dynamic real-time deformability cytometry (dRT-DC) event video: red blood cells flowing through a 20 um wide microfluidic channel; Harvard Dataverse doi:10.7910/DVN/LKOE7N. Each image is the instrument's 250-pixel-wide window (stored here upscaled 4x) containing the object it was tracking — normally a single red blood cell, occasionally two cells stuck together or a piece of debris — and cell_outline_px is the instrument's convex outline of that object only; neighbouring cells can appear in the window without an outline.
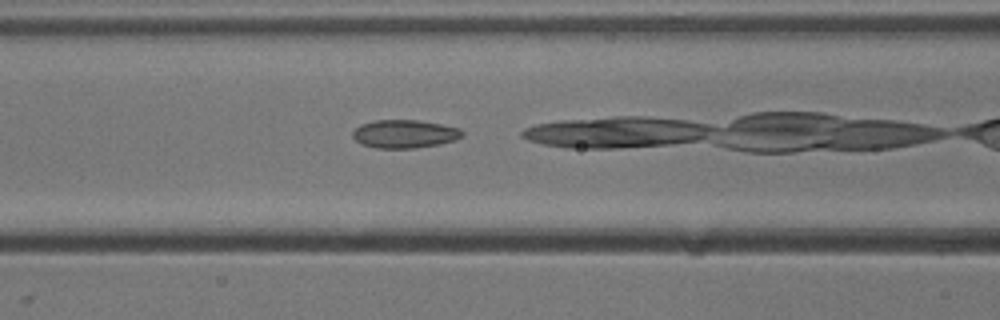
{"species": "common noctule bat (a hibernating species)", "species_latin": "Nyctalus noctula", "temperature_condition": "cold", "stored_images_in_passage": 27, "camera_frame_rate_fps": 3000, "um_per_image_px": 0.085, "animal": {"sex": "male", "body_mass_g": 13.3}, "frame": {"image": 1, "passage_image": 8, "time_ms": 2.333, "image_size_px": [1000, 320], "cell_outline_px": [[460, 136], [452, 140], [436, 144], [408, 148], [380, 148], [364, 144], [356, 140], [352, 136], [352, 132], [356, 128], [364, 124], [380, 120], [412, 120], [436, 124], [456, 128], [460, 132]], "centroid_in_image_um": [34.29, 11.38], "position_along_channel_um": 132.3, "area_um2": 16.94}}
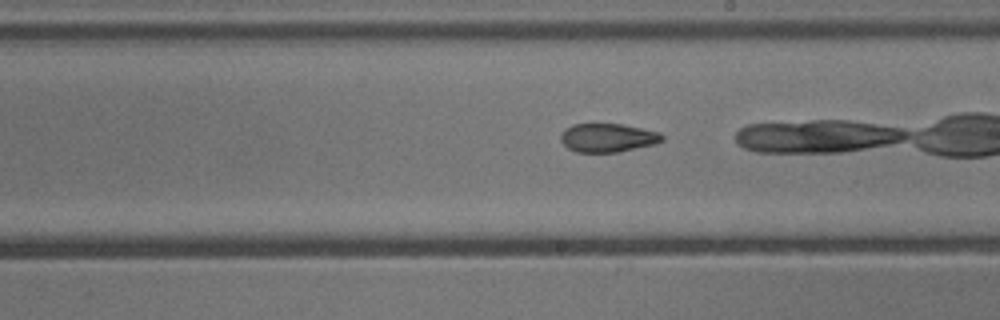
{"frame": {"image": 2, "passage_image": 16, "time_ms": 5.0, "image_size_px": [1000, 320], "cell_outline_px": [[664, 136], [660, 140], [652, 144], [616, 152], [580, 152], [568, 148], [564, 144], [564, 132], [568, 128], [576, 124], [620, 124], [656, 132]], "centroid_in_image_um": [51.66, 11.71], "position_along_channel_um": 237.3, "area_um2": 15.95}}